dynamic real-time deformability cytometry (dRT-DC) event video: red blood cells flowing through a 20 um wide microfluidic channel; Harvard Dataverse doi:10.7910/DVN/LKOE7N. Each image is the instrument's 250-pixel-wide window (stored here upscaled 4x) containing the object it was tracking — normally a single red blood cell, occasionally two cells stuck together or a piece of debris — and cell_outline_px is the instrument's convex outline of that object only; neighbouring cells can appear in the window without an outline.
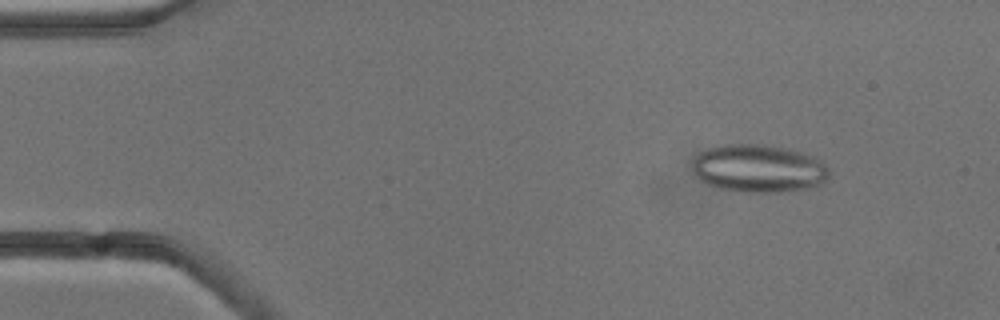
{"species": "common noctule bat (a hibernating species)", "species_latin": "Nyctalus noctula", "temperature_condition": "cold", "stored_images_in_passage": 5, "camera_frame_rate_fps": 3000, "um_per_image_px": 0.085, "animal": {"sex": "male", "body_mass_g": 13.3}, "frame": {"image": 1, "passage_image": 2, "time_ms": 1.0, "image_size_px": [1000, 320], "cell_outline_px": [[828, 176], [820, 184], [808, 188], [780, 192], [740, 192], [720, 188], [708, 184], [700, 180], [696, 176], [692, 168], [692, 160], [700, 152], [708, 148], [720, 144], [760, 144], [788, 148], [824, 160], [828, 168]], "centroid_in_image_um": [64.46, 14.31], "position_along_channel_um": 20.5, "area_um2": 38.38}}